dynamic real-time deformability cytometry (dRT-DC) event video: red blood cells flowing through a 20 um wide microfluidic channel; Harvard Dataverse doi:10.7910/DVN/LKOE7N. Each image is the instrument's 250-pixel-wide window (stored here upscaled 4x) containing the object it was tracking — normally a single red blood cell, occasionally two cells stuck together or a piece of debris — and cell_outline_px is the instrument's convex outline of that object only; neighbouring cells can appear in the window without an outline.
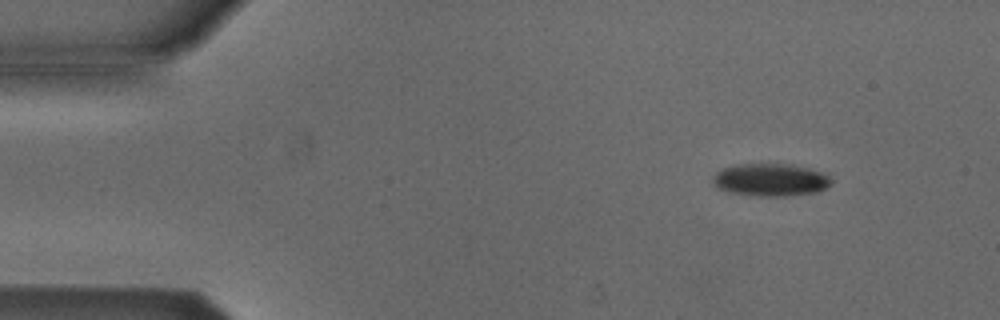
{"species": "Egyptian fruit bat (a non-hibernating species)", "species_latin": "Rousettus aegyptiacus", "temperature_condition": "cold", "stored_images_in_passage": 5, "segment_of_instrument_passage": [1, 2], "camera_frame_rate_fps": 3000, "um_per_image_px": 0.085, "animal": {"sex": "male"}, "frame": {"image": 1, "passage_image": 2, "time_ms": 1.333, "image_size_px": [1000, 320], "cell_outline_px": [[832, 184], [828, 188], [816, 192], [784, 196], [752, 196], [728, 192], [716, 188], [712, 184], [712, 176], [720, 168], [736, 164], [792, 164], [824, 172], [832, 180]], "centroid_in_image_um": [65.46, 15.29], "position_along_channel_um": 19.5, "area_um2": 23.0}}